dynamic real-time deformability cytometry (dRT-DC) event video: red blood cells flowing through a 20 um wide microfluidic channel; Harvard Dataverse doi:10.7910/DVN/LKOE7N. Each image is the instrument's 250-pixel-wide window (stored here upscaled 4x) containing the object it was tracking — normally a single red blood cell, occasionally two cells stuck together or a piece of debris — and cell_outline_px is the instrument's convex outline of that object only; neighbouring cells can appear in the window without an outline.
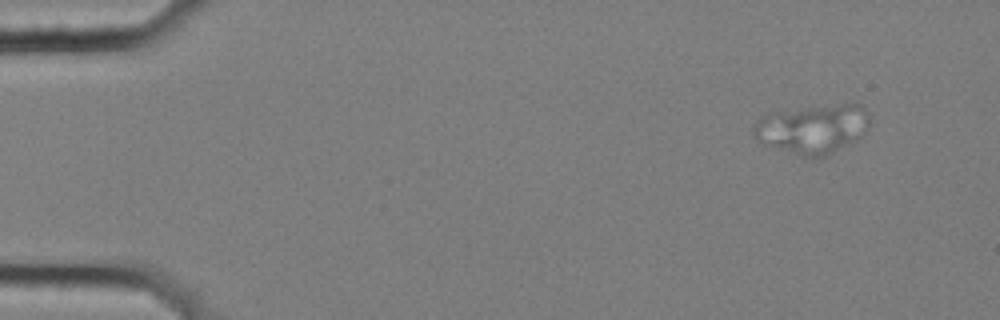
{"species": "common noctule bat (a hibernating species)", "species_latin": "Nyctalus noctula", "temperature_condition": "cold", "stored_images_in_passage": 6, "camera_frame_rate_fps": 3000, "um_per_image_px": 0.085, "animal": {"sex": "female", "body_mass_g": 25.1}, "frame": {"image": 1, "passage_image": 1, "time_ms": 0.0, "image_size_px": [1000, 320], "cell_outline_px": [[868, 128], [856, 140], [824, 156], [804, 156], [764, 144], [752, 136], [752, 124], [768, 112], [840, 104], [860, 104], [864, 108], [868, 120]], "centroid_in_image_um": [69.02, 10.94], "position_along_channel_um": 16.0, "area_um2": 32.66}}